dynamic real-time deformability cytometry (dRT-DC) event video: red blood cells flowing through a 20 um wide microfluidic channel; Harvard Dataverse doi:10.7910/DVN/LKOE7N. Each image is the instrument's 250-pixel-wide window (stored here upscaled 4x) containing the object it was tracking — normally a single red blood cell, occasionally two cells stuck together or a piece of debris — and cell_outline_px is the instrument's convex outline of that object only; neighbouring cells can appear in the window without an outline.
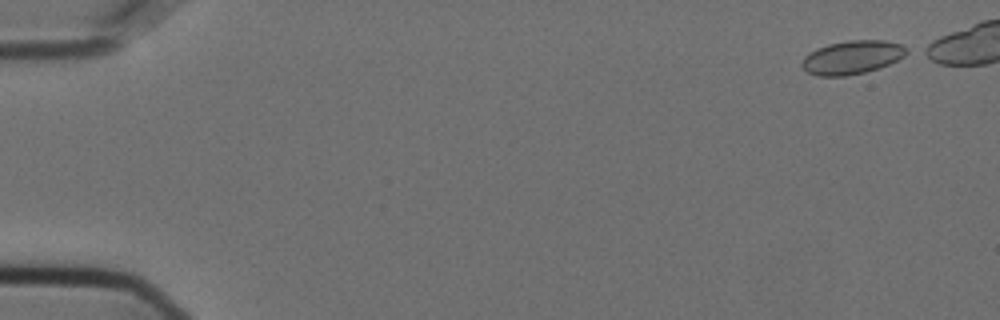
{"species": "Egyptian fruit bat (a non-hibernating species)", "species_latin": "Rousettus aegyptiacus", "temperature_condition": "cold", "stored_images_in_passage": 45, "camera_frame_rate_fps": 3000, "um_per_image_px": 0.085, "animal": {"sex": "female"}, "frame": {"image": 1, "passage_image": 1, "time_ms": 0.0, "image_size_px": [1000, 320], "cell_outline_px": [[912, 52], [880, 68], [864, 72], [844, 76], [820, 76], [808, 72], [800, 64], [804, 56], [816, 48], [828, 44], [848, 40], [884, 40], [900, 44], [908, 48]], "centroid_in_image_um": [72.45, 4.86], "position_along_channel_um": 12.6, "area_um2": 20.52}}
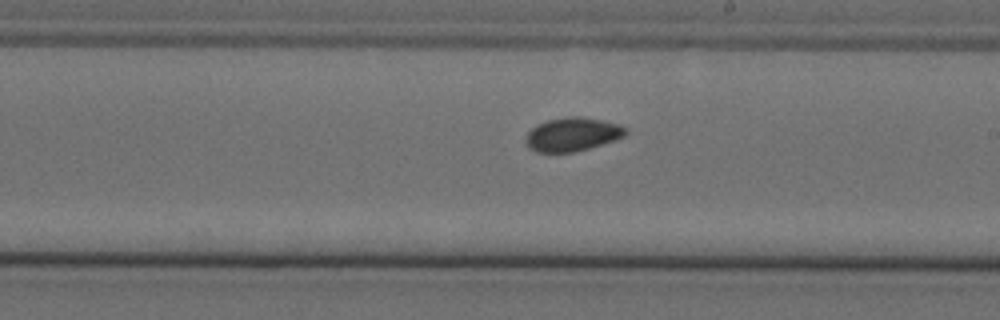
{"frame": {"image": 2, "passage_image": 31, "time_ms": 10.0, "image_size_px": [1000, 320], "cell_outline_px": [[628, 132], [624, 136], [616, 140], [588, 148], [572, 152], [536, 152], [528, 148], [524, 144], [524, 140], [528, 132], [536, 124], [548, 120], [564, 116], [576, 116], [600, 120], [620, 124]], "centroid_in_image_um": [48.61, 11.42], "position_along_channel_um": 240.4, "area_um2": 19.65}}
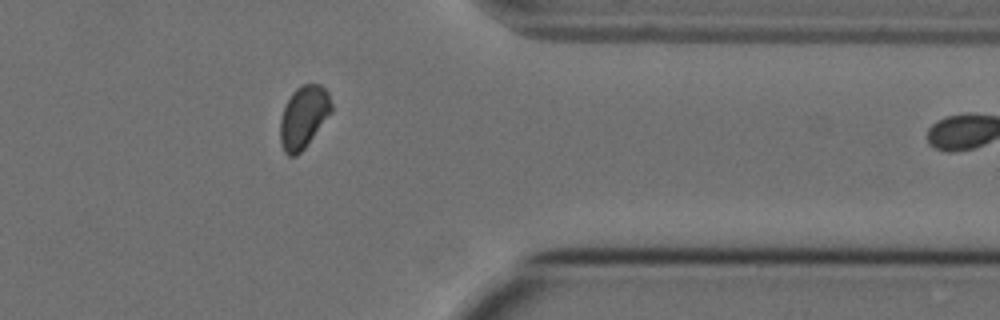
{"frame": {"image": 3, "passage_image": 44, "time_ms": 14.333, "image_size_px": [1000, 320], "cell_outline_px": [[332, 112], [304, 148], [296, 156], [288, 156], [284, 152], [280, 144], [280, 120], [284, 108], [292, 92], [300, 84], [320, 84], [328, 92], [332, 104]], "centroid_in_image_um": [25.8, 9.94], "position_along_channel_um": 385.6, "area_um2": 18.61}}